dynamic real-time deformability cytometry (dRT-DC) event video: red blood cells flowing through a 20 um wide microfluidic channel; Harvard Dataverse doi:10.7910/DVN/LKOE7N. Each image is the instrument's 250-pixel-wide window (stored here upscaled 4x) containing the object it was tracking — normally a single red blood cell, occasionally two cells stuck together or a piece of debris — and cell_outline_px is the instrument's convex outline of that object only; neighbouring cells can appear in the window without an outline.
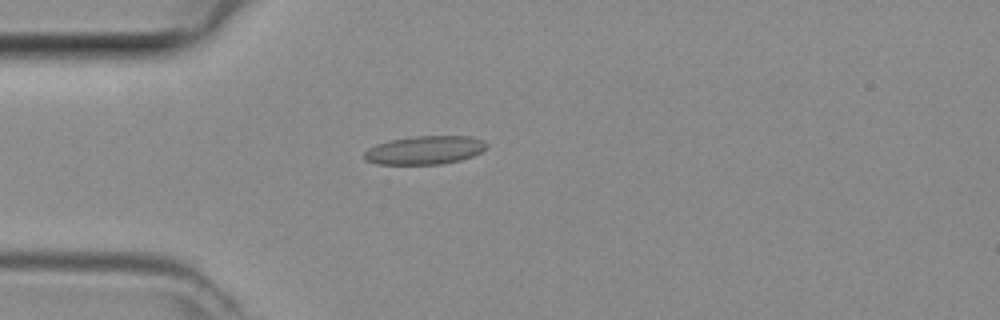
{"species": "common noctule bat (a hibernating species)", "species_latin": "Nyctalus noctula", "temperature_condition": "room temperature", "stored_images_in_passage": 36, "camera_frame_rate_fps": 3000, "um_per_image_px": 0.085, "animal": {"sex": "female", "body_mass_g": 29.2, "forearm_length_mm": 56.3}, "frame": {"image": 1, "passage_image": 1, "time_ms": 0.0, "image_size_px": [1000, 320], "cell_outline_px": [[488, 148], [472, 156], [460, 160], [444, 164], [376, 164], [364, 160], [364, 152], [368, 148], [376, 144], [388, 140], [412, 136], [472, 136], [484, 140], [488, 144]], "centroid_in_image_um": [36.11, 12.75], "position_along_channel_um": 48.9, "area_um2": 20.58}}
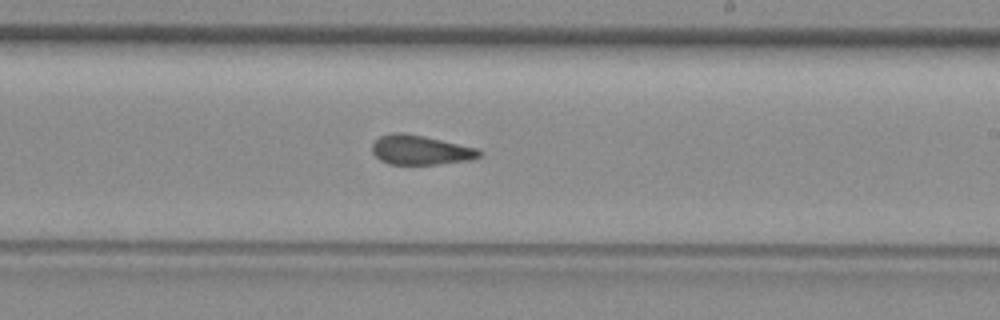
{"frame": {"image": 2, "passage_image": 16, "time_ms": 5.0, "image_size_px": [1000, 320], "cell_outline_px": [[484, 156], [472, 160], [436, 164], [388, 164], [380, 160], [372, 152], [372, 144], [380, 136], [392, 132], [404, 132], [424, 136], [476, 148], [484, 152]], "centroid_in_image_um": [35.76, 12.75], "position_along_channel_um": 253.2, "area_um2": 18.55}}
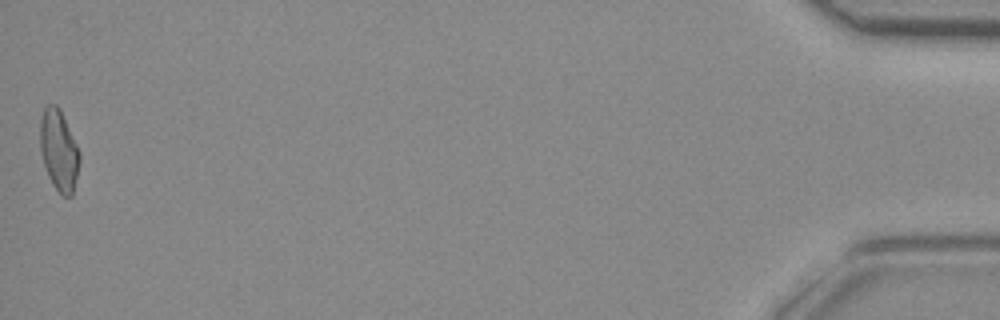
{"frame": {"image": 3, "passage_image": 36, "time_ms": 11.667, "image_size_px": [1000, 320], "cell_outline_px": [[80, 160], [72, 196], [64, 196], [52, 184], [48, 176], [40, 152], [40, 120], [44, 108], [48, 104], [56, 104], [60, 108], [80, 152]], "centroid_in_image_um": [5.0, 12.75], "position_along_channel_um": 430.2, "area_um2": 18.55}}